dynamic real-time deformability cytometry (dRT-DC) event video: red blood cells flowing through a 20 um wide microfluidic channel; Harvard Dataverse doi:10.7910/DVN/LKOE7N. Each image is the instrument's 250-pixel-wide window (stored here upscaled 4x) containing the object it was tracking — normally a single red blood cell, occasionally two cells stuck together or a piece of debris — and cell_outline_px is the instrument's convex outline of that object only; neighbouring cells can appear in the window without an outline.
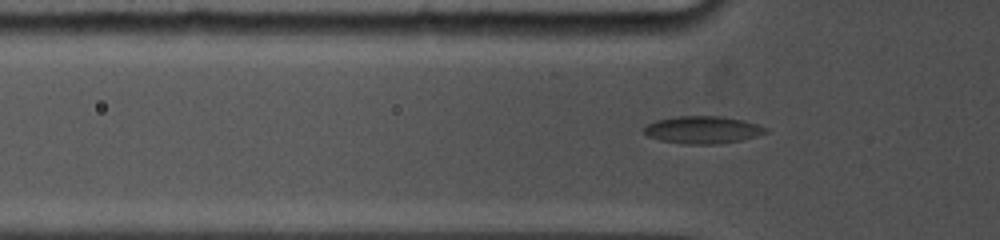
{"species": "common noctule bat (a hibernating species)", "species_latin": "Nyctalus noctula", "temperature_condition": "cold", "stored_images_in_passage": 3, "camera_frame_rate_fps": 5000, "um_per_image_px": 0.085, "animal": {"sex": "female", "body_mass_g": 19.0, "forearm_length_mm": 53.3}, "frame": {"image": 1, "passage_image": 3, "time_ms": 2.0, "image_size_px": [1000, 240], "cell_outline_px": [[768, 132], [756, 136], [740, 140], [716, 144], [684, 144], [660, 140], [648, 136], [644, 132], [644, 128], [648, 124], [656, 120], [676, 116], [720, 116], [744, 120], [768, 128]], "centroid_in_image_um": [59.73, 11.03], "position_along_channel_um": 66.1, "area_um2": 19.36}}